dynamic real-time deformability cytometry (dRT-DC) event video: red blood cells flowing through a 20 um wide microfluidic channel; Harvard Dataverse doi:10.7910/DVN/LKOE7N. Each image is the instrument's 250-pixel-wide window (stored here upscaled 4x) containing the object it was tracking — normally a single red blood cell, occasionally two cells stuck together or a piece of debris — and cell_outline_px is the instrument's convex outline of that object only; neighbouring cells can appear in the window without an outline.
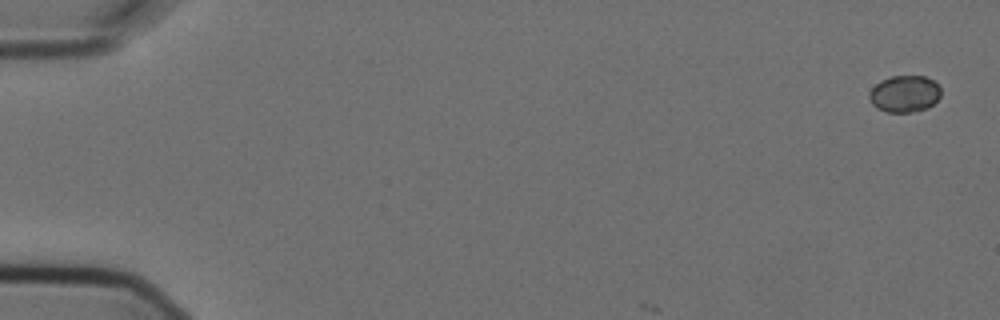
{"species": "Egyptian fruit bat (a non-hibernating species)", "species_latin": "Rousettus aegyptiacus", "temperature_condition": "cold", "stored_images_in_passage": 4, "camera_frame_rate_fps": 3000, "um_per_image_px": 0.085, "animal": {"sex": "female"}, "frame": {"image": 1, "passage_image": 1, "time_ms": 0.0, "image_size_px": [1000, 320], "cell_outline_px": [[940, 96], [928, 108], [912, 112], [888, 112], [876, 108], [872, 104], [868, 96], [868, 92], [880, 80], [892, 76], [924, 76], [932, 80], [940, 88]], "centroid_in_image_um": [76.85, 7.98], "position_along_channel_um": 8.1, "area_um2": 15.32}}
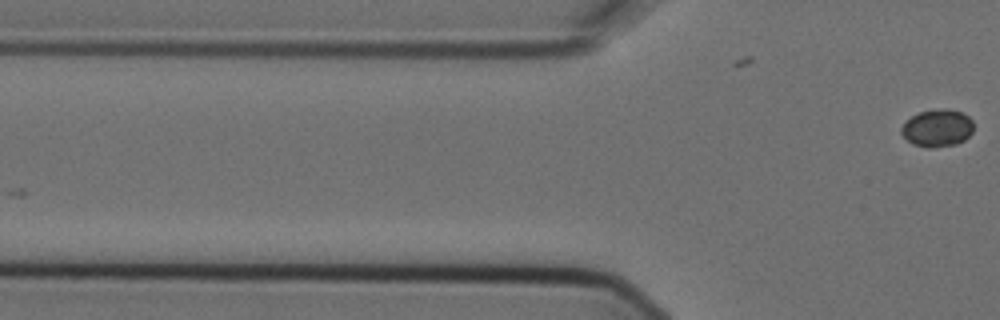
{"frame": {"image": 2, "passage_image": 4, "time_ms": 1.0, "image_size_px": [1000, 320], "cell_outline_px": [[972, 132], [964, 140], [956, 144], [932, 148], [928, 148], [912, 144], [900, 132], [900, 128], [912, 116], [920, 112], [936, 108], [948, 108], [960, 112], [968, 116], [972, 120]], "centroid_in_image_um": [79.67, 10.88], "position_along_channel_um": 46.1, "area_um2": 15.72}}